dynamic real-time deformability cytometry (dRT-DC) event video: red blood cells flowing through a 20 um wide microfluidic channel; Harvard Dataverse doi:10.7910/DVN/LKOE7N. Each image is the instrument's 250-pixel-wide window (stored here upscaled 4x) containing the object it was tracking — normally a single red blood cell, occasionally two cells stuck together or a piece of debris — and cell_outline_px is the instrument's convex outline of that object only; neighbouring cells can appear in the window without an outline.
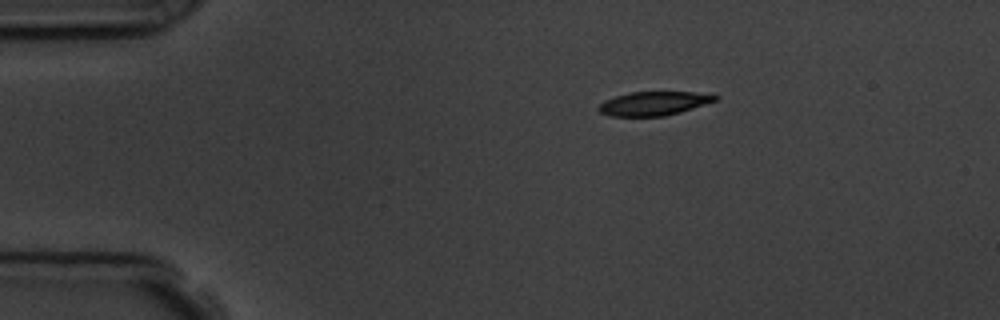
{"species": "common noctule bat (a hibernating species)", "species_latin": "Nyctalus noctula", "temperature_condition": "room temperature", "stored_images_in_passage": 2, "camera_frame_rate_fps": 3000, "um_per_image_px": 0.085, "animal": {"sex": "male", "body_mass_g": 19.5, "forearm_length_mm": 54.6}, "frame": {"image": 1, "passage_image": 1, "time_ms": 0.0, "image_size_px": [1000, 320], "cell_outline_px": [[720, 96], [716, 100], [680, 112], [664, 116], [612, 116], [600, 112], [596, 108], [604, 100], [616, 96], [632, 92], [696, 92]], "centroid_in_image_um": [55.54, 8.79], "position_along_channel_um": 29.5, "area_um2": 16.01}}